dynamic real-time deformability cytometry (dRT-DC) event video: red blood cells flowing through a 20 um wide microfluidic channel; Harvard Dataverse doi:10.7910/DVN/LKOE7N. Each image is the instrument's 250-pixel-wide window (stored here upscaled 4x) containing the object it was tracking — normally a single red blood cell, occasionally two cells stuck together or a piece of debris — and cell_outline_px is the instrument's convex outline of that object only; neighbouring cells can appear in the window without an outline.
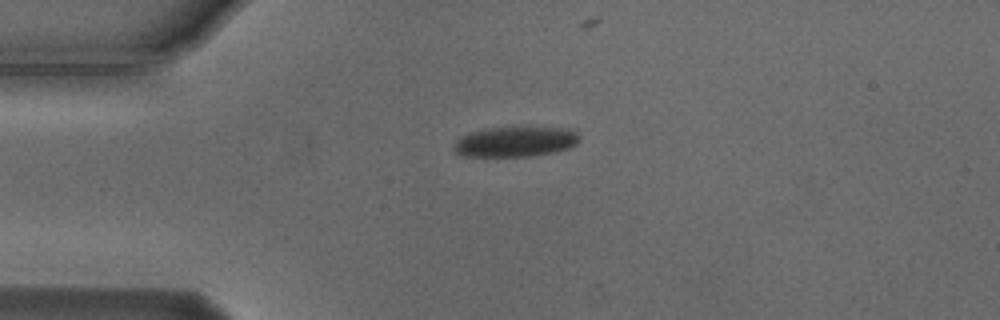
{"species": "Egyptian fruit bat (a non-hibernating species)", "species_latin": "Rousettus aegyptiacus", "temperature_condition": "cold", "stored_images_in_passage": 32, "camera_frame_rate_fps": 3000, "um_per_image_px": 0.085, "animal": {"sex": "male"}, "frame": {"image": 1, "passage_image": 1, "time_ms": 0.0, "image_size_px": [1000, 320], "cell_outline_px": [[580, 140], [576, 144], [568, 148], [556, 152], [532, 156], [464, 156], [456, 152], [452, 148], [452, 144], [460, 136], [468, 132], [484, 128], [560, 128], [576, 132], [580, 136]], "centroid_in_image_um": [43.75, 12.05], "position_along_channel_um": 41.3, "area_um2": 22.08}}
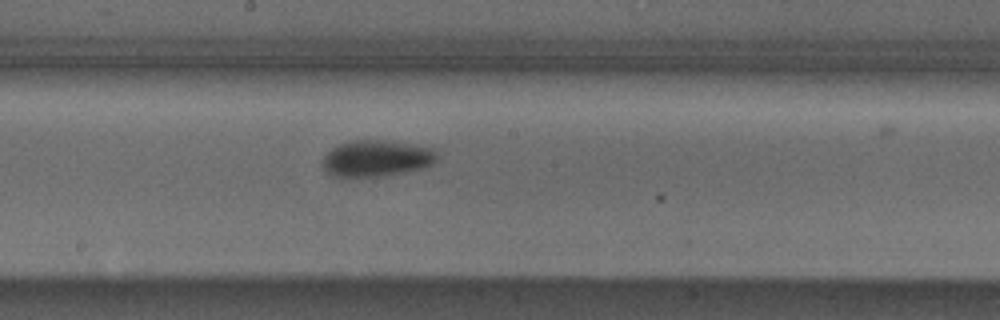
{"frame": {"image": 2, "passage_image": 17, "time_ms": 5.333, "image_size_px": [1000, 320], "cell_outline_px": [[436, 160], [432, 164], [424, 168], [404, 172], [380, 176], [340, 180], [332, 176], [320, 164], [324, 156], [332, 148], [348, 140], [384, 140], [432, 148], [436, 152]], "centroid_in_image_um": [31.91, 13.5], "position_along_channel_um": 216.3, "area_um2": 24.74}}
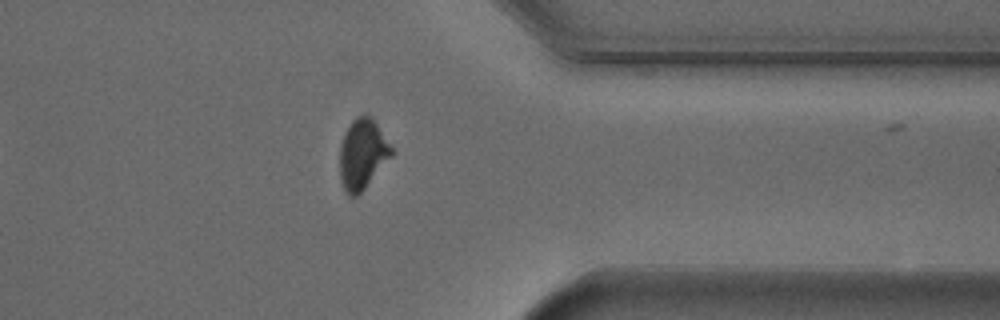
{"frame": {"image": 3, "passage_image": 31, "time_ms": 10.0, "image_size_px": [1000, 320], "cell_outline_px": [[396, 152], [364, 188], [356, 196], [348, 196], [340, 180], [340, 144], [344, 132], [352, 120], [356, 116], [364, 112], [372, 116]], "centroid_in_image_um": [30.83, 13.04], "position_along_channel_um": 380.6, "area_um2": 21.5}}